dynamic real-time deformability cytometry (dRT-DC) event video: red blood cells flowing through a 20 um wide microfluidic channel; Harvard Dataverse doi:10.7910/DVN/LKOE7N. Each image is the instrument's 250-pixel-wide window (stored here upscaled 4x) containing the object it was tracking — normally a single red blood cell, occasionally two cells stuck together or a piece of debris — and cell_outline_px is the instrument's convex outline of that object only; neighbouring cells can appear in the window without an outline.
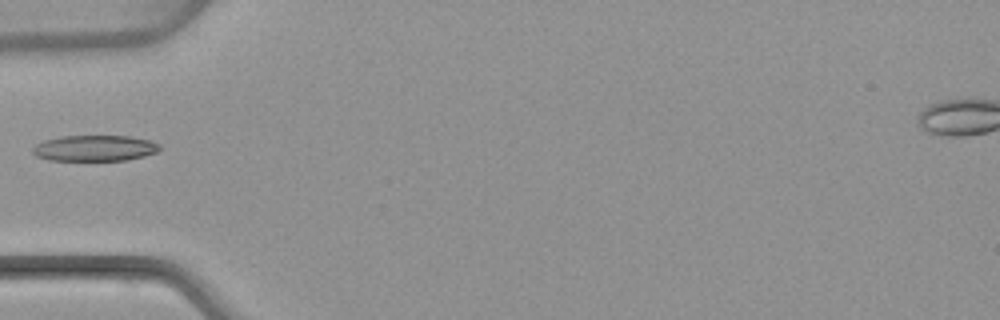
{"species": "common noctule bat (a hibernating species)", "species_latin": "Nyctalus noctula", "temperature_condition": "warm", "stored_images_in_passage": 4, "camera_frame_rate_fps": 3000, "um_per_image_px": 0.085, "animal": {"sex": "female", "body_mass_g": 22.7, "forearm_length_mm": 54.2}, "frame": {"image": 1, "passage_image": 4, "time_ms": 4.667, "image_size_px": [1000, 320], "cell_outline_px": [[160, 148], [156, 152], [144, 156], [128, 160], [48, 160], [36, 156], [32, 152], [32, 148], [36, 144], [44, 140], [60, 136], [128, 136], [148, 140], [160, 144]], "centroid_in_image_um": [8.02, 12.59], "position_along_channel_um": 77.0, "area_um2": 19.13}}